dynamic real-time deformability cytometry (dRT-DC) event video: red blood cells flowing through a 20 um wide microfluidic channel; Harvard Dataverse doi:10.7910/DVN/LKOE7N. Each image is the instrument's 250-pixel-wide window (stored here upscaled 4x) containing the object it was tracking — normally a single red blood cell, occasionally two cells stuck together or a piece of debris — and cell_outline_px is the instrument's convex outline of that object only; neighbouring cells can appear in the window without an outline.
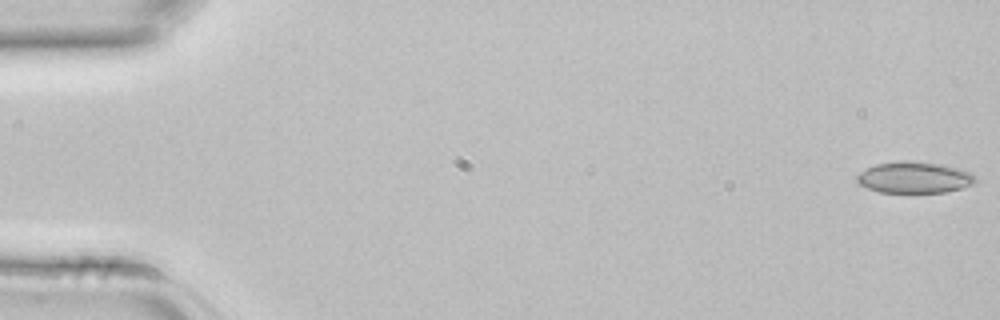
{"species": "common noctule bat (a hibernating species)", "species_latin": "Nyctalus noctula", "temperature_condition": "room temperature", "stored_images_in_passage": 5, "segment_of_instrument_passage": [1, 2], "camera_frame_rate_fps": 3000, "um_per_image_px": 0.085, "animal": {"sex": "female", "body_mass_g": 22.7, "forearm_length_mm": 54.2}, "frame": {"image": 1, "passage_image": 1, "time_ms": 0.0, "image_size_px": [1000, 320], "cell_outline_px": [[976, 180], [972, 184], [960, 188], [944, 192], [916, 196], [908, 196], [880, 192], [868, 188], [860, 184], [856, 180], [856, 176], [860, 172], [876, 164], [904, 160], [940, 164], [972, 172], [976, 176]], "centroid_in_image_um": [77.71, 15.14], "position_along_channel_um": 7.3, "area_um2": 22.43}}
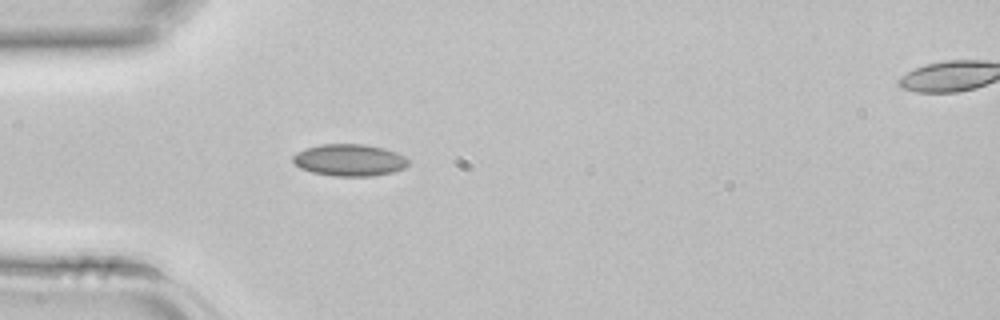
{"frame": {"image": 2, "passage_image": 4, "time_ms": 1.0, "image_size_px": [1000, 320], "cell_outline_px": [[408, 164], [404, 168], [392, 172], [372, 176], [332, 176], [312, 172], [300, 168], [292, 160], [292, 156], [296, 152], [304, 148], [320, 144], [364, 144], [384, 148], [396, 152], [404, 156], [408, 160]], "centroid_in_image_um": [29.67, 13.6], "position_along_channel_um": 55.3, "area_um2": 21.56}}